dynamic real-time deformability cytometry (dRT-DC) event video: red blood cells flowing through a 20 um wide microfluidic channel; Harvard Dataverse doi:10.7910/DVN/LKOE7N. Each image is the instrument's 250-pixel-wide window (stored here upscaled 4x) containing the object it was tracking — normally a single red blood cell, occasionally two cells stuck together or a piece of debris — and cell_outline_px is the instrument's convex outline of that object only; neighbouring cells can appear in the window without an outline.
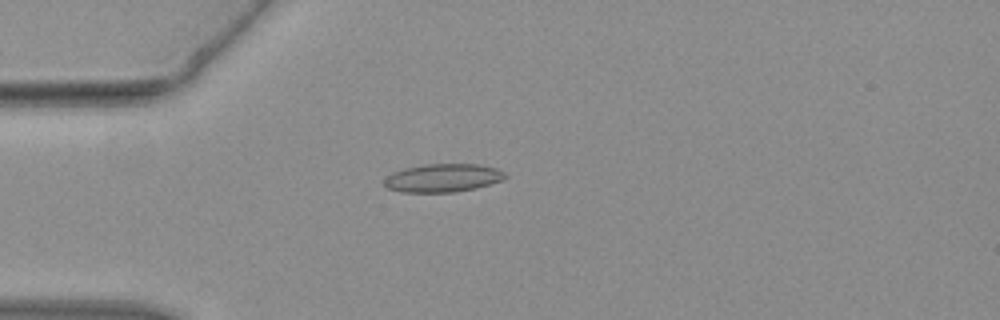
{"species": "common noctule bat (a hibernating species)", "species_latin": "Nyctalus noctula", "temperature_condition": "warm", "stored_images_in_passage": 36, "camera_frame_rate_fps": 3000, "um_per_image_px": 0.085, "animal": {"sex": "female", "body_mass_g": 19.3, "forearm_length_mm": 54.1}, "frame": {"image": 1, "passage_image": 3, "time_ms": 0.667, "image_size_px": [1000, 320], "cell_outline_px": [[508, 176], [504, 180], [476, 188], [456, 192], [400, 192], [388, 188], [384, 184], [384, 180], [392, 172], [404, 168], [424, 164], [480, 164], [496, 168], [504, 172]], "centroid_in_image_um": [37.67, 15.12], "position_along_channel_um": 47.3, "area_um2": 20.06}}
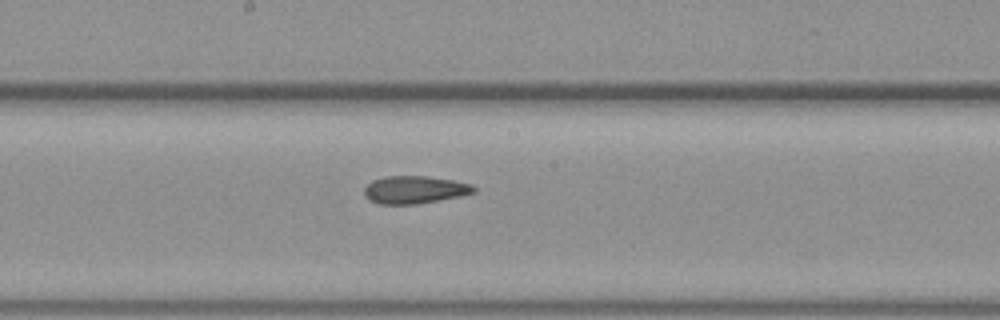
{"frame": {"image": 2, "passage_image": 15, "time_ms": 4.667, "image_size_px": [1000, 320], "cell_outline_px": [[476, 192], [460, 196], [416, 204], [376, 204], [368, 200], [364, 196], [364, 188], [372, 180], [384, 176], [424, 176], [452, 180], [472, 184], [476, 188]], "centroid_in_image_um": [35.2, 16.13], "position_along_channel_um": 213.0, "area_um2": 17.74}}
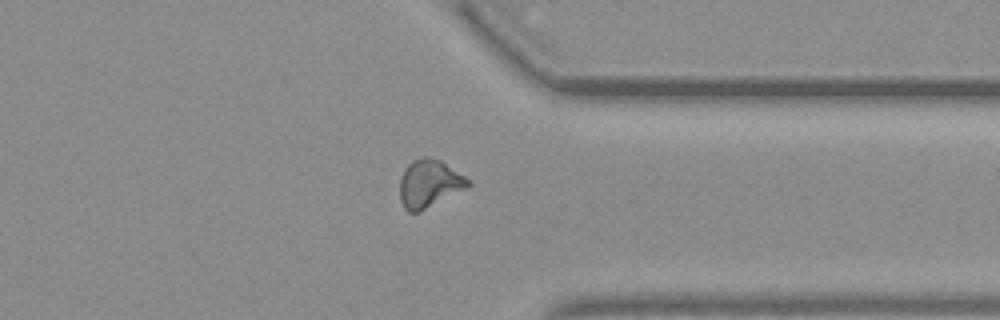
{"frame": {"image": 3, "passage_image": 26, "time_ms": 8.333, "image_size_px": [1000, 320], "cell_outline_px": [[472, 184], [468, 188], [420, 212], [408, 212], [404, 208], [400, 200], [400, 180], [404, 168], [412, 160], [424, 156], [440, 160], [464, 176]], "centroid_in_image_um": [36.48, 15.62], "position_along_channel_um": 374.9, "area_um2": 19.07}}